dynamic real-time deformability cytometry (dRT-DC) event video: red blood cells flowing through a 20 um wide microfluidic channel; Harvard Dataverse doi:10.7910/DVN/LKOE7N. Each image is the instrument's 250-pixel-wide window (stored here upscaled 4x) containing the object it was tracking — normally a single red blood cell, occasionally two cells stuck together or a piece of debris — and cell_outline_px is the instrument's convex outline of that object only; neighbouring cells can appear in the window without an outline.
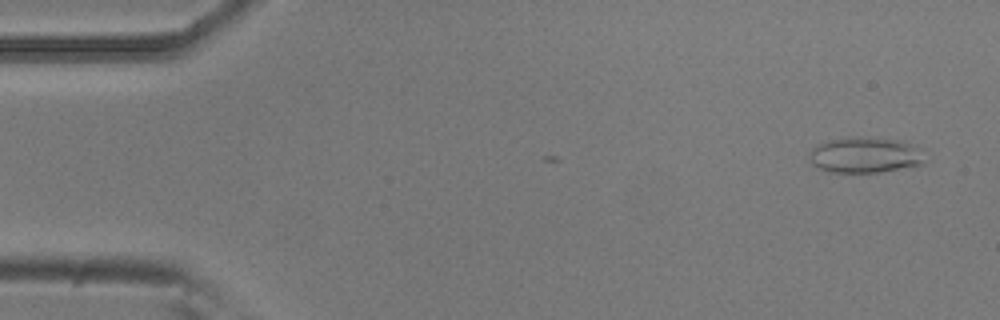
{"species": "common noctule bat (a hibernating species)", "species_latin": "Nyctalus noctula", "temperature_condition": "room temperature", "stored_images_in_passage": 46, "camera_frame_rate_fps": 3000, "um_per_image_px": 0.085, "animal": {"sex": "male", "body_mass_g": 20.5, "forearm_length_mm": 52.5}, "frame": {"image": 1, "passage_image": 3, "time_ms": 0.667, "image_size_px": [1000, 320], "cell_outline_px": [[924, 164], [880, 172], [832, 172], [820, 168], [812, 164], [808, 156], [808, 152], [816, 144], [828, 140], [848, 136], [876, 136], [896, 140], [912, 144], [920, 148]], "centroid_in_image_um": [73.48, 13.15], "position_along_channel_um": 11.5, "area_um2": 24.39}}
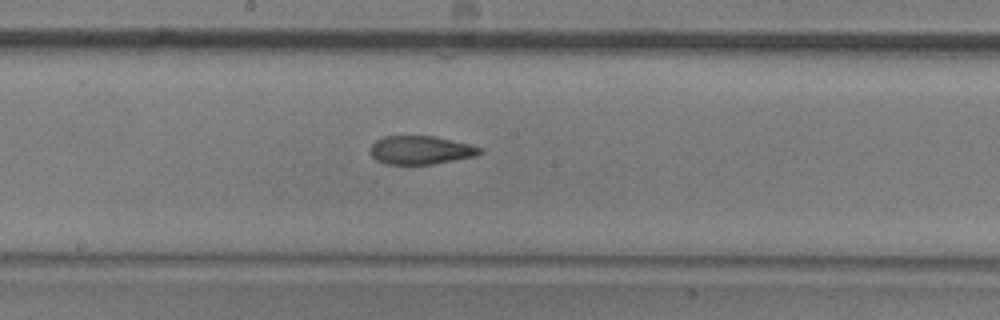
{"frame": {"image": 2, "passage_image": 28, "time_ms": 9.0, "image_size_px": [1000, 320], "cell_outline_px": [[484, 152], [476, 156], [432, 164], [388, 164], [376, 160], [372, 156], [372, 144], [376, 140], [384, 136], [436, 136], [468, 144], [480, 148]], "centroid_in_image_um": [35.77, 12.75], "position_along_channel_um": 212.4, "area_um2": 17.98}}
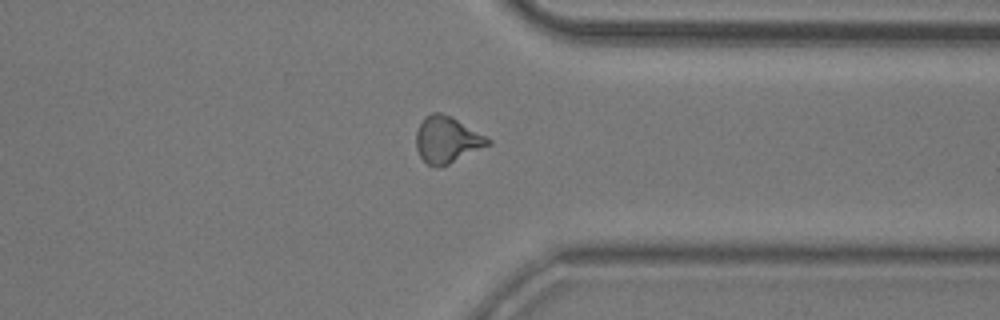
{"frame": {"image": 3, "passage_image": 41, "time_ms": 13.333, "image_size_px": [1000, 320], "cell_outline_px": [[492, 144], [448, 164], [436, 168], [428, 164], [420, 156], [416, 148], [416, 132], [424, 116], [432, 112], [440, 112], [452, 116], [492, 140]], "centroid_in_image_um": [37.99, 11.86], "position_along_channel_um": 373.4, "area_um2": 19.48}, "authors_computed_cell_mechanics": {"area_um2": 19.3052, "velocity_mm_per_s": 3.7863, "shape_relaxation_time_tau1_ms": null, "shape_relaxation_time_tau2_ms": 3.3737, "deformation_change_tau1": null, "deformation_change_tau2": 0.1175}}